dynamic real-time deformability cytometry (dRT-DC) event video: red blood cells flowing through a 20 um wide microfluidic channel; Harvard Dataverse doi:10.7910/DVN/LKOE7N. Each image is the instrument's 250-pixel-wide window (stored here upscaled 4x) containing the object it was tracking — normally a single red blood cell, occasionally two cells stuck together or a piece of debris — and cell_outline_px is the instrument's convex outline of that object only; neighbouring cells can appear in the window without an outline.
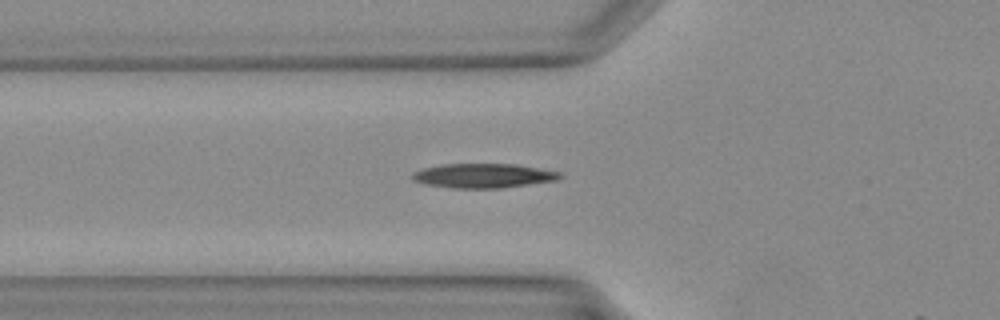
{"species": "Egyptian fruit bat (a non-hibernating species)", "species_latin": "Rousettus aegyptiacus", "temperature_condition": "warm", "stored_images_in_passage": 6, "camera_frame_rate_fps": 3000, "um_per_image_px": 0.085, "animal": {"sex": "female"}, "frame": {"image": 1, "passage_image": 5, "time_ms": 1.333, "image_size_px": [1000, 320], "cell_outline_px": [[564, 176], [556, 180], [500, 188], [452, 188], [424, 184], [412, 180], [412, 172], [424, 168], [440, 164], [516, 164], [560, 172]], "centroid_in_image_um": [41.05, 14.93], "position_along_channel_um": 84.8, "area_um2": 20.92}}